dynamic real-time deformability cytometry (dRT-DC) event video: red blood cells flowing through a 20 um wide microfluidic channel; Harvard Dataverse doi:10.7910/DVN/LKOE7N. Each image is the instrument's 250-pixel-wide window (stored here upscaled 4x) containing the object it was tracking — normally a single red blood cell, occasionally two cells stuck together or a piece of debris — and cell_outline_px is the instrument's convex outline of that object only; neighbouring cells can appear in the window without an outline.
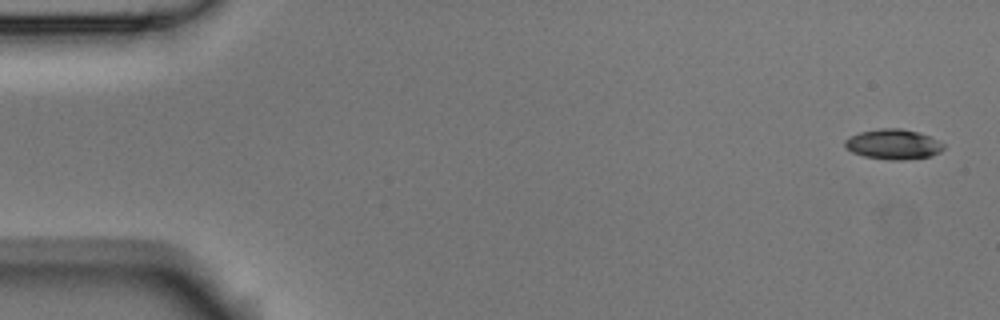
{"species": "Egyptian fruit bat (a non-hibernating species)", "species_latin": "Rousettus aegyptiacus", "temperature_condition": "room temperature", "stored_images_in_passage": 5, "camera_frame_rate_fps": 3000, "um_per_image_px": 0.085, "animal": {"sex": "male"}, "frame": {"image": 1, "passage_image": 1, "time_ms": 0.0, "image_size_px": [1000, 320], "cell_outline_px": [[944, 148], [940, 152], [932, 156], [904, 160], [892, 160], [864, 156], [852, 152], [844, 144], [844, 140], [860, 132], [880, 128], [900, 128], [916, 132], [928, 136], [944, 144]], "centroid_in_image_um": [75.94, 12.27], "position_along_channel_um": 9.1, "area_um2": 17.11}}
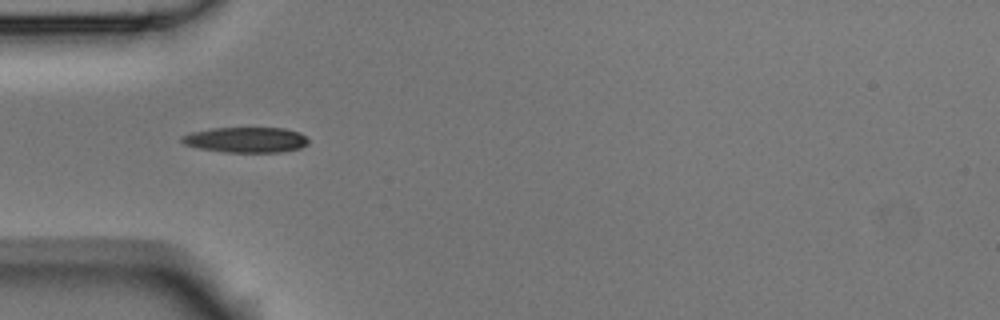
{"frame": {"image": 2, "passage_image": 5, "time_ms": 1.333, "image_size_px": [1000, 320], "cell_outline_px": [[308, 144], [300, 148], [280, 152], [224, 152], [200, 148], [184, 144], [180, 140], [180, 136], [192, 132], [212, 128], [284, 128], [300, 132], [308, 140]], "centroid_in_image_um": [20.9, 11.88], "position_along_channel_um": 64.1, "area_um2": 18.73}}